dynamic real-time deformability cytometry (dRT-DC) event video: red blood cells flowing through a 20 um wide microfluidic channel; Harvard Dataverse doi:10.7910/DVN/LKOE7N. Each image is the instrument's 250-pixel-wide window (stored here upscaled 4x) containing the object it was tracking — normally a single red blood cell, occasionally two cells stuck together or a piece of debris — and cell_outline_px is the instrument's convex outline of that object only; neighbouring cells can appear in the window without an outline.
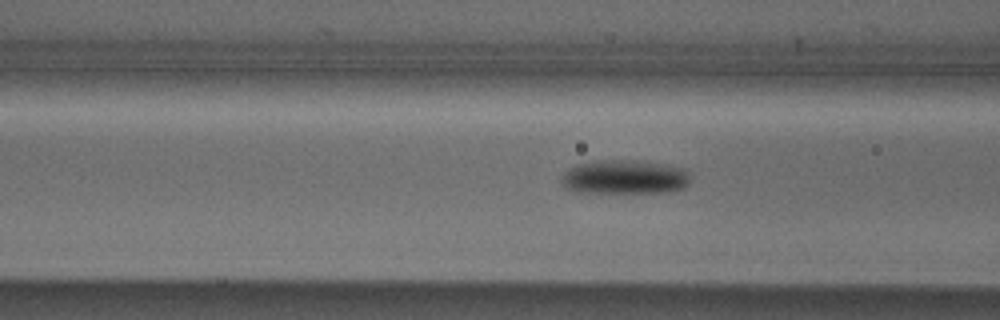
{"species": "Egyptian fruit bat (a non-hibernating species)", "species_latin": "Rousettus aegyptiacus", "temperature_condition": "cold", "stored_images_in_passage": 7, "camera_frame_rate_fps": 3000, "um_per_image_px": 0.085, "animal": {"sex": "male"}, "frame": {"image": 1, "passage_image": 5, "time_ms": 1.333, "image_size_px": [1000, 320], "cell_outline_px": [[688, 184], [684, 188], [668, 192], [576, 192], [560, 184], [560, 180], [564, 172], [568, 168], [580, 164], [596, 160], [636, 160], [664, 164], [684, 168], [688, 176]], "centroid_in_image_um": [53.06, 15.04], "position_along_channel_um": 113.5, "area_um2": 25.61}}